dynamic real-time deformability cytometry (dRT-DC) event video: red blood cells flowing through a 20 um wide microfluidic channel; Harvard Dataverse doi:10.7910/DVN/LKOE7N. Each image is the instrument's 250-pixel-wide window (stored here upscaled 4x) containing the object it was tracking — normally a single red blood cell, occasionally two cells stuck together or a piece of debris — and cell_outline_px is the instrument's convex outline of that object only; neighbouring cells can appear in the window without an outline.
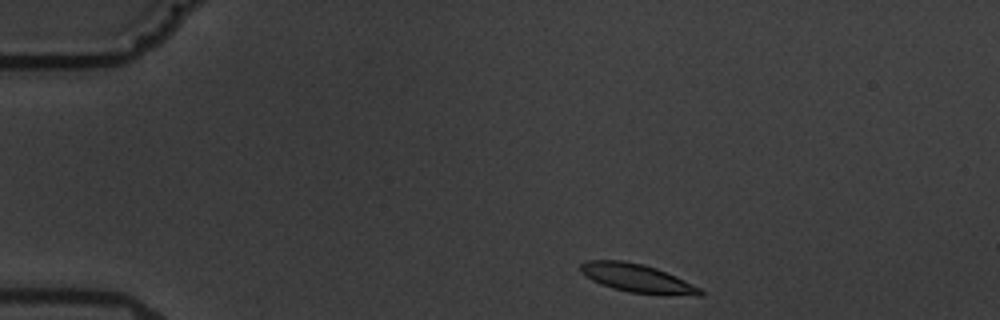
{"species": "common noctule bat (a hibernating species)", "species_latin": "Nyctalus noctula", "temperature_condition": "warm", "stored_images_in_passage": 3, "camera_frame_rate_fps": 3000, "um_per_image_px": 0.085, "animal": {"sex": "male", "body_mass_g": 19.5, "forearm_length_mm": 54.6}, "frame": {"image": 1, "passage_image": 1, "time_ms": 0.0, "image_size_px": [1000, 320], "cell_outline_px": [[704, 292], [700, 296], [696, 296], [628, 292], [612, 288], [600, 284], [592, 280], [580, 272], [580, 264], [588, 260], [624, 260], [644, 264], [656, 268], [676, 276], [700, 288]], "centroid_in_image_um": [54.14, 23.64], "position_along_channel_um": 30.9, "area_um2": 19.77}}